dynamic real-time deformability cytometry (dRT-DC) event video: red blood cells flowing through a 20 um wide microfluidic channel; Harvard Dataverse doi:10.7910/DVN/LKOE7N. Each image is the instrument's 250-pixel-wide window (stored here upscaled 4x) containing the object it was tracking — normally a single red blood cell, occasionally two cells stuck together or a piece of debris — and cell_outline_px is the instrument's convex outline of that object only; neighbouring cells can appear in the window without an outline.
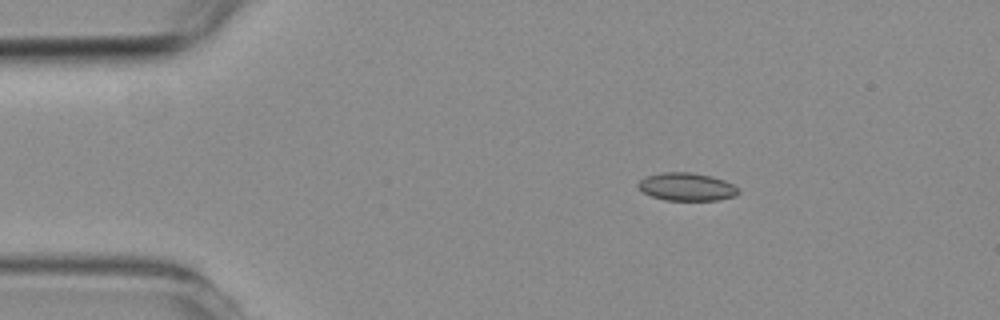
{"species": "common noctule bat (a hibernating species)", "species_latin": "Nyctalus noctula", "temperature_condition": "room temperature", "stored_images_in_passage": 3, "camera_frame_rate_fps": 3000, "um_per_image_px": 0.085, "animal": {"sex": "female", "body_mass_g": 19.3, "forearm_length_mm": 54.1}, "frame": {"image": 1, "passage_image": 1, "time_ms": 0.0, "image_size_px": [1000, 320], "cell_outline_px": [[740, 192], [736, 196], [716, 200], [664, 200], [652, 196], [644, 192], [636, 184], [644, 176], [660, 172], [692, 172], [712, 176], [724, 180], [732, 184]], "centroid_in_image_um": [58.35, 15.86], "position_along_channel_um": 26.6, "area_um2": 16.36}}
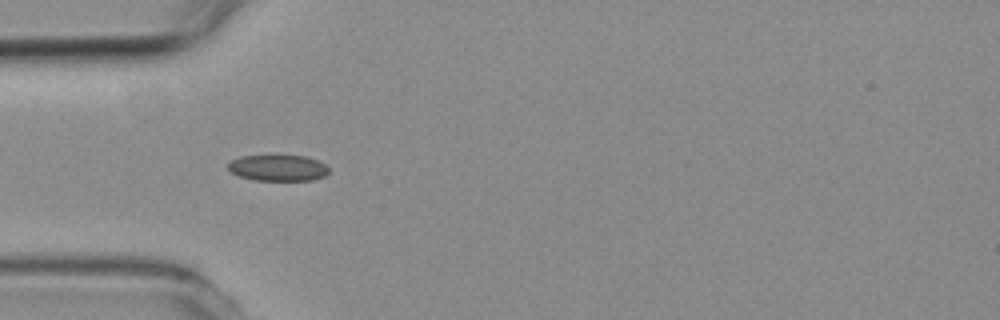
{"frame": {"image": 2, "passage_image": 3, "time_ms": 2.333, "image_size_px": [1000, 320], "cell_outline_px": [[328, 172], [324, 176], [312, 180], [252, 180], [240, 176], [232, 172], [228, 168], [228, 164], [232, 160], [240, 156], [276, 152], [304, 156], [320, 160], [328, 168]], "centroid_in_image_um": [23.62, 14.21], "position_along_channel_um": 61.4, "area_um2": 16.13}}